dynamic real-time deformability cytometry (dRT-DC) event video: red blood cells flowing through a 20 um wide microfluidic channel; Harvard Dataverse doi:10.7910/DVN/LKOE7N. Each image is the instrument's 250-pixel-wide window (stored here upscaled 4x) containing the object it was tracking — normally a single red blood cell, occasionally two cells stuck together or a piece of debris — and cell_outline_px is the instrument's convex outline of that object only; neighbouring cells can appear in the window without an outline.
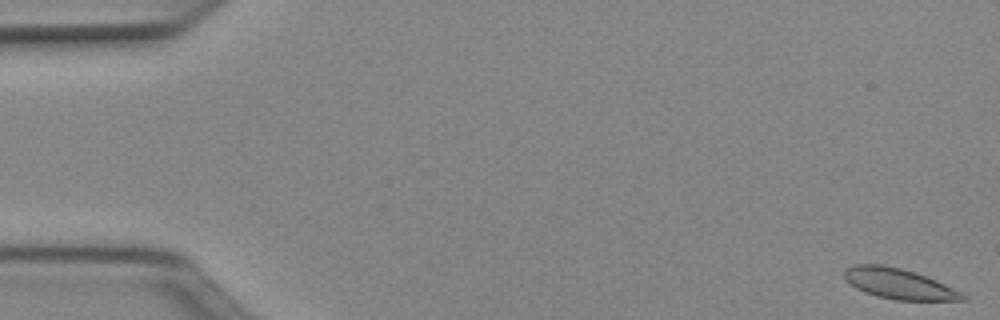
{"species": "Egyptian fruit bat (a non-hibernating species)", "species_latin": "Rousettus aegyptiacus", "temperature_condition": "cold", "stored_images_in_passage": 51, "camera_frame_rate_fps": 3000, "um_per_image_px": 0.085, "animal": {"sex": "female"}, "frame": {"image": 1, "passage_image": 1, "time_ms": 0.0, "image_size_px": [1000, 320], "cell_outline_px": [[968, 300], [896, 300], [876, 296], [864, 292], [856, 288], [844, 280], [844, 268], [852, 264], [880, 264], [900, 268], [936, 280], [964, 292], [968, 296]], "centroid_in_image_um": [76.4, 24.12], "position_along_channel_um": 8.6, "area_um2": 21.15}}
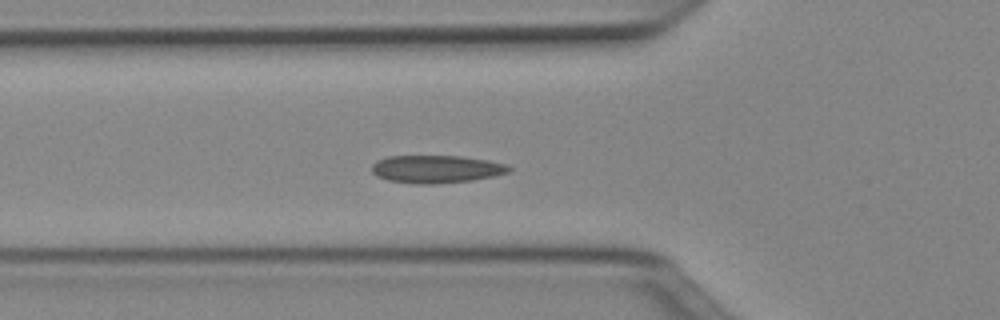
{"frame": {"image": 2, "passage_image": 18, "time_ms": 5.667, "image_size_px": [1000, 320], "cell_outline_px": [[512, 168], [508, 172], [492, 176], [472, 180], [436, 184], [416, 184], [388, 180], [376, 176], [372, 172], [372, 164], [376, 160], [388, 156], [460, 156], [488, 160], [508, 164]], "centroid_in_image_um": [37.06, 14.37], "position_along_channel_um": 88.7, "area_um2": 22.25}}
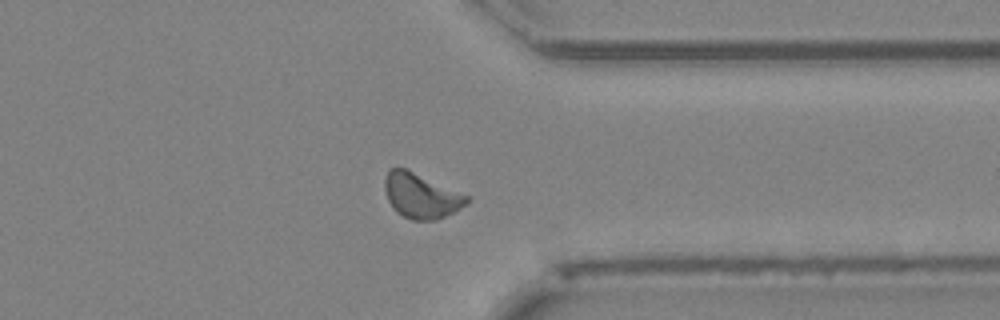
{"frame": {"image": 3, "passage_image": 40, "time_ms": 13.0, "image_size_px": [1000, 320], "cell_outline_px": [[472, 200], [468, 204], [436, 220], [412, 220], [396, 212], [392, 208], [388, 200], [384, 188], [384, 180], [388, 172], [392, 168], [404, 168], [468, 196]], "centroid_in_image_um": [35.78, 16.66], "position_along_channel_um": 375.6, "area_um2": 21.1}, "authors_computed_cell_mechanics": {"area_um2": 20.9814, "velocity_mm_per_s": 3.9506, "shape_relaxation_time_tau1_ms": 10.9517, "shape_relaxation_time_tau2_ms": 4.9832, "deformation_change_tau1": 0.1395, "deformation_change_tau2": 0.0936}}